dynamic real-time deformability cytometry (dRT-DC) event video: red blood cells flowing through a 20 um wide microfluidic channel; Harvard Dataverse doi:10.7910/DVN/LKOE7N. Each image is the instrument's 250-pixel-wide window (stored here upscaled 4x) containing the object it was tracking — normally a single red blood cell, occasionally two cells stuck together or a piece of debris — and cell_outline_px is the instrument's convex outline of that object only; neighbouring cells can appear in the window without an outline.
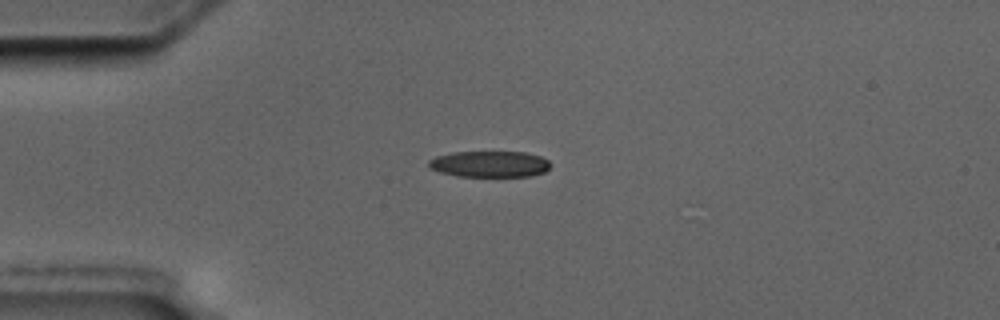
{"species": "common noctule bat (a hibernating species)", "species_latin": "Nyctalus noctula", "temperature_condition": "cold", "stored_images_in_passage": 3, "camera_frame_rate_fps": 3000, "um_per_image_px": 0.085, "animal": {"sex": "male", "body_mass_g": 17.5, "forearm_length_mm": 52.3}, "frame": {"image": 1, "passage_image": 1, "time_ms": 0.0, "image_size_px": [1000, 320], "cell_outline_px": [[552, 164], [544, 172], [532, 176], [456, 176], [440, 172], [428, 168], [428, 160], [436, 156], [452, 152], [524, 152], [540, 156], [548, 160]], "centroid_in_image_um": [41.6, 13.94], "position_along_channel_um": 43.4, "area_um2": 18.67}}
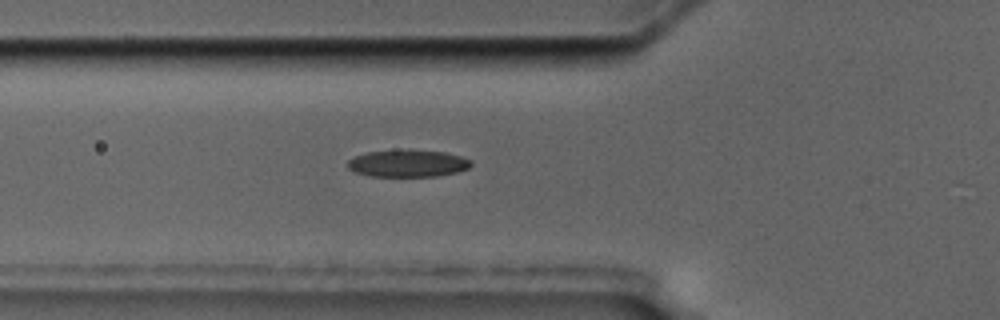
{"frame": {"image": 2, "passage_image": 3, "time_ms": 2.0, "image_size_px": [1000, 320], "cell_outline_px": [[472, 164], [468, 168], [456, 172], [436, 176], [372, 176], [356, 172], [348, 168], [348, 160], [352, 156], [368, 152], [408, 148], [444, 152], [460, 156], [472, 160]], "centroid_in_image_um": [34.65, 13.86], "position_along_channel_um": 91.1, "area_um2": 19.77}}